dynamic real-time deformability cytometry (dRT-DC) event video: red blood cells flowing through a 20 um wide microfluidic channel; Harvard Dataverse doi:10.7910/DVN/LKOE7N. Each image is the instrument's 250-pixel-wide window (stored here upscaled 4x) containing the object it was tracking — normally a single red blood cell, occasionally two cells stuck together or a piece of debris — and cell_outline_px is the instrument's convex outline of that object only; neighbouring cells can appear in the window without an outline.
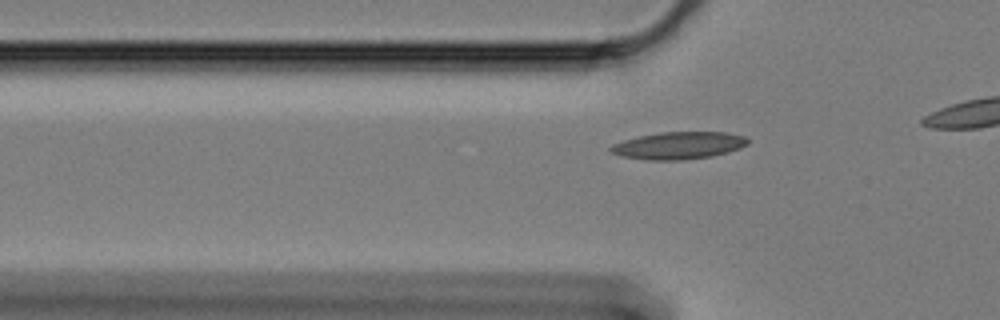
{"species": "Egyptian fruit bat (a non-hibernating species)", "species_latin": "Rousettus aegyptiacus", "temperature_condition": "cold", "stored_images_in_passage": 11, "camera_frame_rate_fps": 3000, "um_per_image_px": 0.085, "animal": {"sex": "female"}, "frame": {"image": 1, "passage_image": 4, "time_ms": 1.0, "image_size_px": [1000, 320], "cell_outline_px": [[752, 140], [748, 144], [740, 148], [728, 152], [712, 156], [684, 160], [648, 160], [624, 156], [612, 152], [608, 148], [612, 144], [624, 140], [640, 136], [660, 132], [728, 132], [744, 136]], "centroid_in_image_um": [57.74, 12.36], "position_along_channel_um": 68.1, "area_um2": 21.85}}
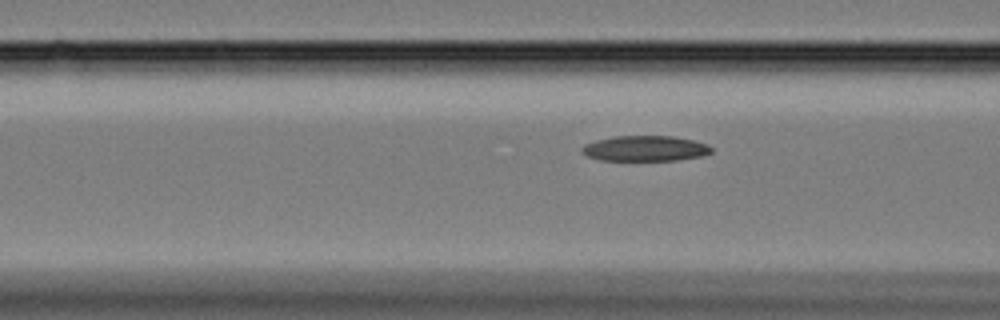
{"frame": {"image": 2, "passage_image": 8, "time_ms": 2.333, "image_size_px": [1000, 320], "cell_outline_px": [[712, 152], [700, 156], [676, 160], [600, 160], [588, 156], [580, 148], [584, 144], [596, 140], [612, 136], [672, 136], [692, 140], [708, 144], [712, 148]], "centroid_in_image_um": [54.83, 12.61], "position_along_channel_um": 111.8, "area_um2": 19.07}}